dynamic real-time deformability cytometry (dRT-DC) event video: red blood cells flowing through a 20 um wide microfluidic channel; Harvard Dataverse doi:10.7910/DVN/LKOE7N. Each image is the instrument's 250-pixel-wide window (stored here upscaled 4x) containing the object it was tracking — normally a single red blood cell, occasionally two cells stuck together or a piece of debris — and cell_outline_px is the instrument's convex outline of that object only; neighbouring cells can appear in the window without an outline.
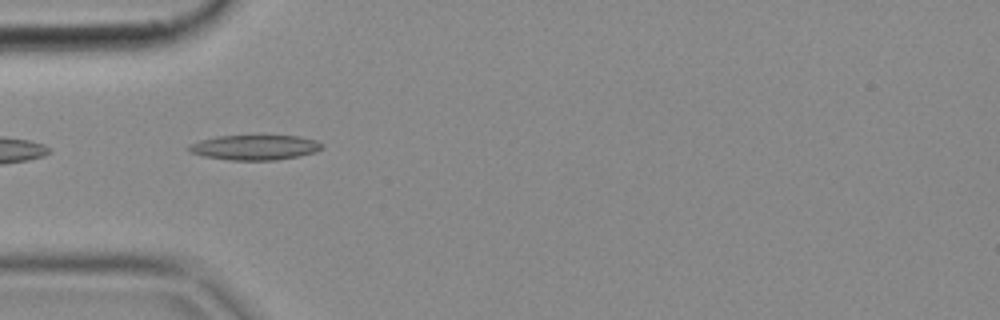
{"species": "common noctule bat (a hibernating species)", "species_latin": "Nyctalus noctula", "temperature_condition": "cold", "stored_images_in_passage": 7, "camera_frame_rate_fps": 3000, "um_per_image_px": 0.085, "animal": {"sex": "female", "body_mass_g": 18.4}, "frame": {"image": 1, "passage_image": 5, "time_ms": 1.333, "image_size_px": [1000, 320], "cell_outline_px": [[324, 144], [316, 152], [300, 156], [276, 160], [228, 160], [204, 156], [192, 152], [188, 148], [192, 144], [200, 140], [216, 136], [300, 136], [316, 140]], "centroid_in_image_um": [21.71, 12.53], "position_along_channel_um": 63.3, "area_um2": 19.25}}
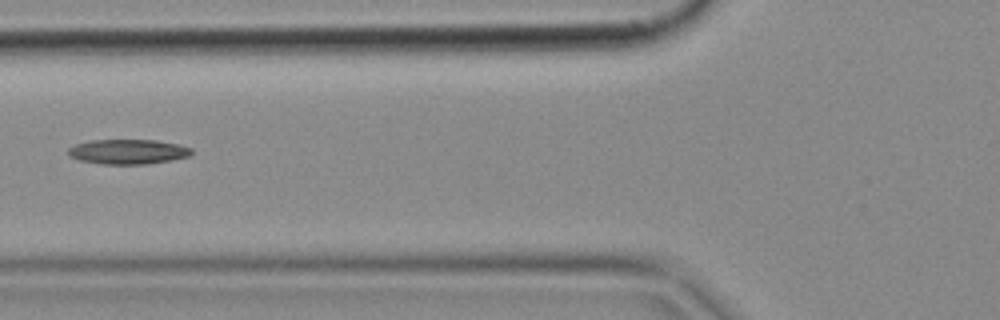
{"frame": {"image": 2, "passage_image": 6, "time_ms": 1.667, "image_size_px": [1000, 320], "cell_outline_px": [[192, 152], [188, 156], [172, 160], [148, 164], [100, 164], [80, 160], [68, 156], [68, 148], [76, 144], [88, 140], [156, 140], [176, 144], [192, 148]], "centroid_in_image_um": [10.85, 12.89], "position_along_channel_um": 115.0, "area_um2": 17.86}}
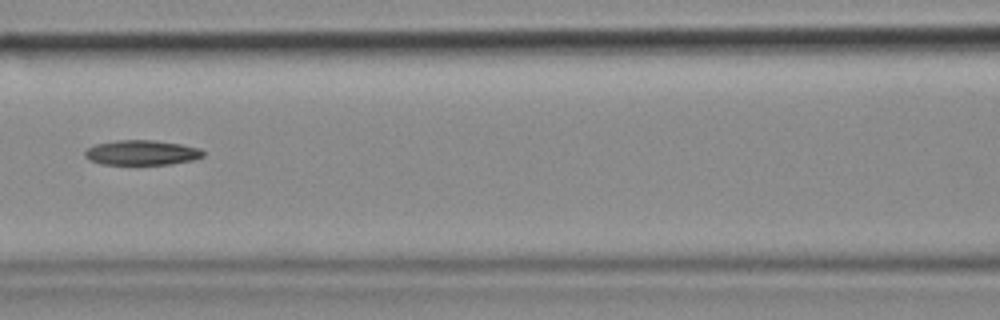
{"frame": {"image": 3, "passage_image": 7, "time_ms": 2.0, "image_size_px": [1000, 320], "cell_outline_px": [[204, 156], [192, 160], [168, 164], [100, 164], [88, 160], [84, 156], [84, 152], [88, 148], [96, 144], [116, 140], [152, 140], [180, 144], [200, 148], [204, 152]], "centroid_in_image_um": [12.02, 12.97], "position_along_channel_um": 154.6, "area_um2": 17.11}}